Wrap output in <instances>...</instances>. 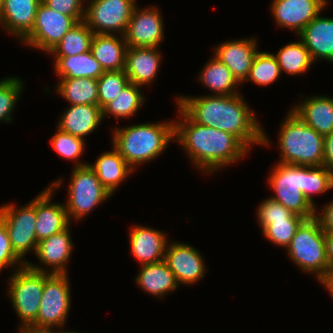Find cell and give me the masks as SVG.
<instances>
[{
	"mask_svg": "<svg viewBox=\"0 0 333 333\" xmlns=\"http://www.w3.org/2000/svg\"><path fill=\"white\" fill-rule=\"evenodd\" d=\"M176 104L196 123L236 136L248 149L254 144L270 146L256 113L241 94L178 96ZM270 142V143H269Z\"/></svg>",
	"mask_w": 333,
	"mask_h": 333,
	"instance_id": "obj_1",
	"label": "cell"
},
{
	"mask_svg": "<svg viewBox=\"0 0 333 333\" xmlns=\"http://www.w3.org/2000/svg\"><path fill=\"white\" fill-rule=\"evenodd\" d=\"M174 120V141L203 173L212 174L244 158L249 149L233 134L193 121L178 105Z\"/></svg>",
	"mask_w": 333,
	"mask_h": 333,
	"instance_id": "obj_2",
	"label": "cell"
},
{
	"mask_svg": "<svg viewBox=\"0 0 333 333\" xmlns=\"http://www.w3.org/2000/svg\"><path fill=\"white\" fill-rule=\"evenodd\" d=\"M113 132L112 146L134 171L139 164L156 159L175 139L174 121L133 124Z\"/></svg>",
	"mask_w": 333,
	"mask_h": 333,
	"instance_id": "obj_3",
	"label": "cell"
},
{
	"mask_svg": "<svg viewBox=\"0 0 333 333\" xmlns=\"http://www.w3.org/2000/svg\"><path fill=\"white\" fill-rule=\"evenodd\" d=\"M281 123L278 147L280 161L302 166H323L324 137L303 122L292 110Z\"/></svg>",
	"mask_w": 333,
	"mask_h": 333,
	"instance_id": "obj_4",
	"label": "cell"
},
{
	"mask_svg": "<svg viewBox=\"0 0 333 333\" xmlns=\"http://www.w3.org/2000/svg\"><path fill=\"white\" fill-rule=\"evenodd\" d=\"M9 280L7 294L20 318L19 328L37 330V315L44 289V272L35 271L26 264L16 268Z\"/></svg>",
	"mask_w": 333,
	"mask_h": 333,
	"instance_id": "obj_5",
	"label": "cell"
},
{
	"mask_svg": "<svg viewBox=\"0 0 333 333\" xmlns=\"http://www.w3.org/2000/svg\"><path fill=\"white\" fill-rule=\"evenodd\" d=\"M286 251L299 269L315 274L317 279L329 266L325 251V231L316 217L306 219L300 225Z\"/></svg>",
	"mask_w": 333,
	"mask_h": 333,
	"instance_id": "obj_6",
	"label": "cell"
},
{
	"mask_svg": "<svg viewBox=\"0 0 333 333\" xmlns=\"http://www.w3.org/2000/svg\"><path fill=\"white\" fill-rule=\"evenodd\" d=\"M270 172L268 183L275 193L270 198L294 214L306 219L315 217L316 208L302 193L304 166L278 162Z\"/></svg>",
	"mask_w": 333,
	"mask_h": 333,
	"instance_id": "obj_7",
	"label": "cell"
},
{
	"mask_svg": "<svg viewBox=\"0 0 333 333\" xmlns=\"http://www.w3.org/2000/svg\"><path fill=\"white\" fill-rule=\"evenodd\" d=\"M71 173L65 207L69 221L77 219L79 222L112 195L101 184L88 164L72 168Z\"/></svg>",
	"mask_w": 333,
	"mask_h": 333,
	"instance_id": "obj_8",
	"label": "cell"
},
{
	"mask_svg": "<svg viewBox=\"0 0 333 333\" xmlns=\"http://www.w3.org/2000/svg\"><path fill=\"white\" fill-rule=\"evenodd\" d=\"M70 281L67 274L44 272V289L37 315V330L63 329L71 305Z\"/></svg>",
	"mask_w": 333,
	"mask_h": 333,
	"instance_id": "obj_9",
	"label": "cell"
},
{
	"mask_svg": "<svg viewBox=\"0 0 333 333\" xmlns=\"http://www.w3.org/2000/svg\"><path fill=\"white\" fill-rule=\"evenodd\" d=\"M83 20L84 16H68L50 9L41 2L34 26L22 42L28 47L49 53L76 23Z\"/></svg>",
	"mask_w": 333,
	"mask_h": 333,
	"instance_id": "obj_10",
	"label": "cell"
},
{
	"mask_svg": "<svg viewBox=\"0 0 333 333\" xmlns=\"http://www.w3.org/2000/svg\"><path fill=\"white\" fill-rule=\"evenodd\" d=\"M6 204L0 207V219L5 223L14 252L24 261L28 252L36 253V197L27 205L16 208Z\"/></svg>",
	"mask_w": 333,
	"mask_h": 333,
	"instance_id": "obj_11",
	"label": "cell"
},
{
	"mask_svg": "<svg viewBox=\"0 0 333 333\" xmlns=\"http://www.w3.org/2000/svg\"><path fill=\"white\" fill-rule=\"evenodd\" d=\"M86 2L83 21L94 34H115L116 32L117 35L123 36L137 5L136 0H89Z\"/></svg>",
	"mask_w": 333,
	"mask_h": 333,
	"instance_id": "obj_12",
	"label": "cell"
},
{
	"mask_svg": "<svg viewBox=\"0 0 333 333\" xmlns=\"http://www.w3.org/2000/svg\"><path fill=\"white\" fill-rule=\"evenodd\" d=\"M127 47H159L164 40V24L156 6L139 9L136 5L124 34Z\"/></svg>",
	"mask_w": 333,
	"mask_h": 333,
	"instance_id": "obj_13",
	"label": "cell"
},
{
	"mask_svg": "<svg viewBox=\"0 0 333 333\" xmlns=\"http://www.w3.org/2000/svg\"><path fill=\"white\" fill-rule=\"evenodd\" d=\"M164 261L175 275L179 285L196 284L207 271L200 252L192 245L183 242L168 241Z\"/></svg>",
	"mask_w": 333,
	"mask_h": 333,
	"instance_id": "obj_14",
	"label": "cell"
},
{
	"mask_svg": "<svg viewBox=\"0 0 333 333\" xmlns=\"http://www.w3.org/2000/svg\"><path fill=\"white\" fill-rule=\"evenodd\" d=\"M62 183V178L58 179L36 196L35 229L38 242L71 225L65 203H52L54 190L56 191Z\"/></svg>",
	"mask_w": 333,
	"mask_h": 333,
	"instance_id": "obj_15",
	"label": "cell"
},
{
	"mask_svg": "<svg viewBox=\"0 0 333 333\" xmlns=\"http://www.w3.org/2000/svg\"><path fill=\"white\" fill-rule=\"evenodd\" d=\"M271 14L279 27L302 30L327 7V0H273Z\"/></svg>",
	"mask_w": 333,
	"mask_h": 333,
	"instance_id": "obj_16",
	"label": "cell"
},
{
	"mask_svg": "<svg viewBox=\"0 0 333 333\" xmlns=\"http://www.w3.org/2000/svg\"><path fill=\"white\" fill-rule=\"evenodd\" d=\"M70 225L63 231L53 234L50 237L38 242L35 255L37 260L46 267L35 265L27 261V265L39 272L50 274H67V262L71 258L73 242ZM50 267V270H49ZM46 268V269H45ZM47 270V271H46ZM52 270V271H51Z\"/></svg>",
	"mask_w": 333,
	"mask_h": 333,
	"instance_id": "obj_17",
	"label": "cell"
},
{
	"mask_svg": "<svg viewBox=\"0 0 333 333\" xmlns=\"http://www.w3.org/2000/svg\"><path fill=\"white\" fill-rule=\"evenodd\" d=\"M257 42L256 37L226 41L215 47L213 55L225 64L242 84L245 83L253 60L259 51Z\"/></svg>",
	"mask_w": 333,
	"mask_h": 333,
	"instance_id": "obj_18",
	"label": "cell"
},
{
	"mask_svg": "<svg viewBox=\"0 0 333 333\" xmlns=\"http://www.w3.org/2000/svg\"><path fill=\"white\" fill-rule=\"evenodd\" d=\"M157 47H127L125 72L129 82L147 86L157 77L162 53Z\"/></svg>",
	"mask_w": 333,
	"mask_h": 333,
	"instance_id": "obj_19",
	"label": "cell"
},
{
	"mask_svg": "<svg viewBox=\"0 0 333 333\" xmlns=\"http://www.w3.org/2000/svg\"><path fill=\"white\" fill-rule=\"evenodd\" d=\"M130 229V251L140 265L164 260L165 248L168 242L166 233L147 227V225H134Z\"/></svg>",
	"mask_w": 333,
	"mask_h": 333,
	"instance_id": "obj_20",
	"label": "cell"
},
{
	"mask_svg": "<svg viewBox=\"0 0 333 333\" xmlns=\"http://www.w3.org/2000/svg\"><path fill=\"white\" fill-rule=\"evenodd\" d=\"M42 0H3L0 24L21 40L32 30Z\"/></svg>",
	"mask_w": 333,
	"mask_h": 333,
	"instance_id": "obj_21",
	"label": "cell"
},
{
	"mask_svg": "<svg viewBox=\"0 0 333 333\" xmlns=\"http://www.w3.org/2000/svg\"><path fill=\"white\" fill-rule=\"evenodd\" d=\"M299 38L309 50L313 62L325 59L333 63V18L319 14L302 30Z\"/></svg>",
	"mask_w": 333,
	"mask_h": 333,
	"instance_id": "obj_22",
	"label": "cell"
},
{
	"mask_svg": "<svg viewBox=\"0 0 333 333\" xmlns=\"http://www.w3.org/2000/svg\"><path fill=\"white\" fill-rule=\"evenodd\" d=\"M291 110L323 137L333 132V98L316 95L304 98Z\"/></svg>",
	"mask_w": 333,
	"mask_h": 333,
	"instance_id": "obj_23",
	"label": "cell"
},
{
	"mask_svg": "<svg viewBox=\"0 0 333 333\" xmlns=\"http://www.w3.org/2000/svg\"><path fill=\"white\" fill-rule=\"evenodd\" d=\"M67 108L61 115L56 128L73 136L84 139L103 121L102 109L99 105H69Z\"/></svg>",
	"mask_w": 333,
	"mask_h": 333,
	"instance_id": "obj_24",
	"label": "cell"
},
{
	"mask_svg": "<svg viewBox=\"0 0 333 333\" xmlns=\"http://www.w3.org/2000/svg\"><path fill=\"white\" fill-rule=\"evenodd\" d=\"M127 43L125 37L116 34H94L90 51L104 71L125 69Z\"/></svg>",
	"mask_w": 333,
	"mask_h": 333,
	"instance_id": "obj_25",
	"label": "cell"
},
{
	"mask_svg": "<svg viewBox=\"0 0 333 333\" xmlns=\"http://www.w3.org/2000/svg\"><path fill=\"white\" fill-rule=\"evenodd\" d=\"M112 151L103 152L94 164H88L105 189L113 195L121 182L135 172L112 146Z\"/></svg>",
	"mask_w": 333,
	"mask_h": 333,
	"instance_id": "obj_26",
	"label": "cell"
},
{
	"mask_svg": "<svg viewBox=\"0 0 333 333\" xmlns=\"http://www.w3.org/2000/svg\"><path fill=\"white\" fill-rule=\"evenodd\" d=\"M135 282L143 291L158 298H164L165 294L179 287L175 275L164 260L141 265Z\"/></svg>",
	"mask_w": 333,
	"mask_h": 333,
	"instance_id": "obj_27",
	"label": "cell"
},
{
	"mask_svg": "<svg viewBox=\"0 0 333 333\" xmlns=\"http://www.w3.org/2000/svg\"><path fill=\"white\" fill-rule=\"evenodd\" d=\"M54 72L60 78L98 79L105 71L91 51L73 56H55Z\"/></svg>",
	"mask_w": 333,
	"mask_h": 333,
	"instance_id": "obj_28",
	"label": "cell"
},
{
	"mask_svg": "<svg viewBox=\"0 0 333 333\" xmlns=\"http://www.w3.org/2000/svg\"><path fill=\"white\" fill-rule=\"evenodd\" d=\"M199 74V81L210 91L212 90L213 95L239 94L236 89L237 85H240L239 81L217 57L212 56Z\"/></svg>",
	"mask_w": 333,
	"mask_h": 333,
	"instance_id": "obj_29",
	"label": "cell"
},
{
	"mask_svg": "<svg viewBox=\"0 0 333 333\" xmlns=\"http://www.w3.org/2000/svg\"><path fill=\"white\" fill-rule=\"evenodd\" d=\"M56 91L70 105H98V85L93 78H61Z\"/></svg>",
	"mask_w": 333,
	"mask_h": 333,
	"instance_id": "obj_30",
	"label": "cell"
},
{
	"mask_svg": "<svg viewBox=\"0 0 333 333\" xmlns=\"http://www.w3.org/2000/svg\"><path fill=\"white\" fill-rule=\"evenodd\" d=\"M274 55L277 58L280 71L292 76L306 73L314 64L309 50L301 39L298 42L286 44Z\"/></svg>",
	"mask_w": 333,
	"mask_h": 333,
	"instance_id": "obj_31",
	"label": "cell"
},
{
	"mask_svg": "<svg viewBox=\"0 0 333 333\" xmlns=\"http://www.w3.org/2000/svg\"><path fill=\"white\" fill-rule=\"evenodd\" d=\"M141 87L128 83L116 96L114 100L109 102L102 109V117L107 115L116 117L117 122L119 118H130L144 105L145 97L141 93Z\"/></svg>",
	"mask_w": 333,
	"mask_h": 333,
	"instance_id": "obj_32",
	"label": "cell"
},
{
	"mask_svg": "<svg viewBox=\"0 0 333 333\" xmlns=\"http://www.w3.org/2000/svg\"><path fill=\"white\" fill-rule=\"evenodd\" d=\"M94 36L92 30L84 21L76 23L62 40L48 53L53 56H73L90 50Z\"/></svg>",
	"mask_w": 333,
	"mask_h": 333,
	"instance_id": "obj_33",
	"label": "cell"
},
{
	"mask_svg": "<svg viewBox=\"0 0 333 333\" xmlns=\"http://www.w3.org/2000/svg\"><path fill=\"white\" fill-rule=\"evenodd\" d=\"M333 189V173L325 166H304L302 193L316 209L313 196ZM313 195V196H312Z\"/></svg>",
	"mask_w": 333,
	"mask_h": 333,
	"instance_id": "obj_34",
	"label": "cell"
},
{
	"mask_svg": "<svg viewBox=\"0 0 333 333\" xmlns=\"http://www.w3.org/2000/svg\"><path fill=\"white\" fill-rule=\"evenodd\" d=\"M280 74V67L275 55L265 51H258L245 81H251L255 85L263 87L274 83L280 77Z\"/></svg>",
	"mask_w": 333,
	"mask_h": 333,
	"instance_id": "obj_35",
	"label": "cell"
},
{
	"mask_svg": "<svg viewBox=\"0 0 333 333\" xmlns=\"http://www.w3.org/2000/svg\"><path fill=\"white\" fill-rule=\"evenodd\" d=\"M84 141L85 139L73 136L59 128H57V132L50 139L53 149L60 155V157L62 156L64 159L76 162L74 167L85 166L88 164L84 161H78V158L83 155L86 147Z\"/></svg>",
	"mask_w": 333,
	"mask_h": 333,
	"instance_id": "obj_36",
	"label": "cell"
},
{
	"mask_svg": "<svg viewBox=\"0 0 333 333\" xmlns=\"http://www.w3.org/2000/svg\"><path fill=\"white\" fill-rule=\"evenodd\" d=\"M306 220L302 216L296 219L272 220L261 233L272 244L287 248L300 225Z\"/></svg>",
	"mask_w": 333,
	"mask_h": 333,
	"instance_id": "obj_37",
	"label": "cell"
},
{
	"mask_svg": "<svg viewBox=\"0 0 333 333\" xmlns=\"http://www.w3.org/2000/svg\"><path fill=\"white\" fill-rule=\"evenodd\" d=\"M129 83L124 69L119 71H105L98 79V105L103 109L114 100L119 92Z\"/></svg>",
	"mask_w": 333,
	"mask_h": 333,
	"instance_id": "obj_38",
	"label": "cell"
},
{
	"mask_svg": "<svg viewBox=\"0 0 333 333\" xmlns=\"http://www.w3.org/2000/svg\"><path fill=\"white\" fill-rule=\"evenodd\" d=\"M19 77L9 76L0 80V121L11 122V113L15 109L22 90L23 81Z\"/></svg>",
	"mask_w": 333,
	"mask_h": 333,
	"instance_id": "obj_39",
	"label": "cell"
},
{
	"mask_svg": "<svg viewBox=\"0 0 333 333\" xmlns=\"http://www.w3.org/2000/svg\"><path fill=\"white\" fill-rule=\"evenodd\" d=\"M258 224L263 230L272 220L296 219L299 215L292 213L281 203L274 201L270 197L263 200L257 209Z\"/></svg>",
	"mask_w": 333,
	"mask_h": 333,
	"instance_id": "obj_40",
	"label": "cell"
},
{
	"mask_svg": "<svg viewBox=\"0 0 333 333\" xmlns=\"http://www.w3.org/2000/svg\"><path fill=\"white\" fill-rule=\"evenodd\" d=\"M20 262V263H19ZM27 260L23 261L13 250L5 223L0 219V272L7 267H23ZM16 265V266H15Z\"/></svg>",
	"mask_w": 333,
	"mask_h": 333,
	"instance_id": "obj_41",
	"label": "cell"
},
{
	"mask_svg": "<svg viewBox=\"0 0 333 333\" xmlns=\"http://www.w3.org/2000/svg\"><path fill=\"white\" fill-rule=\"evenodd\" d=\"M50 9L68 16H85L86 0H42Z\"/></svg>",
	"mask_w": 333,
	"mask_h": 333,
	"instance_id": "obj_42",
	"label": "cell"
},
{
	"mask_svg": "<svg viewBox=\"0 0 333 333\" xmlns=\"http://www.w3.org/2000/svg\"><path fill=\"white\" fill-rule=\"evenodd\" d=\"M316 209L315 217L324 231L333 232V200L323 206L321 213Z\"/></svg>",
	"mask_w": 333,
	"mask_h": 333,
	"instance_id": "obj_43",
	"label": "cell"
},
{
	"mask_svg": "<svg viewBox=\"0 0 333 333\" xmlns=\"http://www.w3.org/2000/svg\"><path fill=\"white\" fill-rule=\"evenodd\" d=\"M323 166L333 173V132L324 136Z\"/></svg>",
	"mask_w": 333,
	"mask_h": 333,
	"instance_id": "obj_44",
	"label": "cell"
},
{
	"mask_svg": "<svg viewBox=\"0 0 333 333\" xmlns=\"http://www.w3.org/2000/svg\"><path fill=\"white\" fill-rule=\"evenodd\" d=\"M318 281L324 285L323 287L327 289L333 298V265H329L325 269L323 275L318 279Z\"/></svg>",
	"mask_w": 333,
	"mask_h": 333,
	"instance_id": "obj_45",
	"label": "cell"
},
{
	"mask_svg": "<svg viewBox=\"0 0 333 333\" xmlns=\"http://www.w3.org/2000/svg\"><path fill=\"white\" fill-rule=\"evenodd\" d=\"M325 251L329 265H333V232L325 231Z\"/></svg>",
	"mask_w": 333,
	"mask_h": 333,
	"instance_id": "obj_46",
	"label": "cell"
},
{
	"mask_svg": "<svg viewBox=\"0 0 333 333\" xmlns=\"http://www.w3.org/2000/svg\"><path fill=\"white\" fill-rule=\"evenodd\" d=\"M55 330L54 329L53 331H44V330H33V329H30V328H19V332L20 333H55Z\"/></svg>",
	"mask_w": 333,
	"mask_h": 333,
	"instance_id": "obj_47",
	"label": "cell"
},
{
	"mask_svg": "<svg viewBox=\"0 0 333 333\" xmlns=\"http://www.w3.org/2000/svg\"><path fill=\"white\" fill-rule=\"evenodd\" d=\"M55 333H78V332H75V331H62L61 329L60 330H56ZM80 333V332H79Z\"/></svg>",
	"mask_w": 333,
	"mask_h": 333,
	"instance_id": "obj_48",
	"label": "cell"
},
{
	"mask_svg": "<svg viewBox=\"0 0 333 333\" xmlns=\"http://www.w3.org/2000/svg\"><path fill=\"white\" fill-rule=\"evenodd\" d=\"M2 9H3V0H0V16H1V13H2Z\"/></svg>",
	"mask_w": 333,
	"mask_h": 333,
	"instance_id": "obj_49",
	"label": "cell"
}]
</instances>
